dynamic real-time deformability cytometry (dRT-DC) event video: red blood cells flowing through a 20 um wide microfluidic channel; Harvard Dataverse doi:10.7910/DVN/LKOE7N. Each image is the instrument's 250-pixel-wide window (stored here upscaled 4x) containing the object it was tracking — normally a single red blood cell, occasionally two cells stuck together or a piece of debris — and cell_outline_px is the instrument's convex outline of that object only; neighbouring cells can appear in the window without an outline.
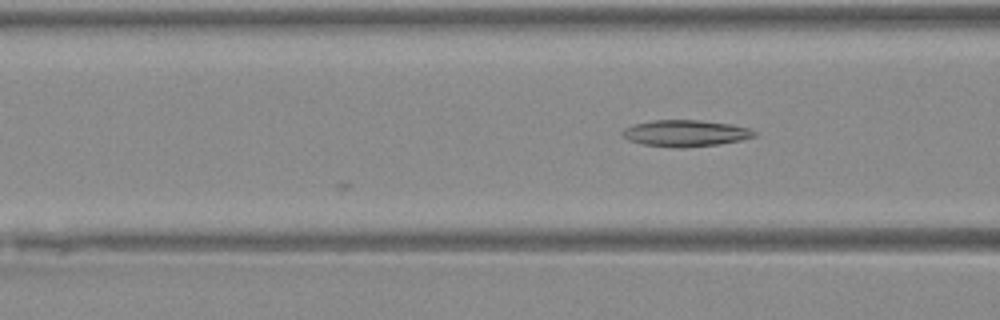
{"species": "Egyptian fruit bat (a non-hibernating species)", "species_latin": "Rousettus aegyptiacus", "temperature_condition": "warm", "stored_images_in_passage": 11, "camera_frame_rate_fps": 3000, "um_per_image_px": 0.085, "animal": {"sex": "female"}, "frame": {"image": 1, "passage_image": 11, "time_ms": 3.333, "image_size_px": [1000, 320], "cell_outline_px": [[756, 136], [740, 140], [720, 144], [680, 148], [676, 148], [640, 144], [628, 140], [620, 132], [624, 128], [636, 124], [656, 120], [700, 120], [732, 124], [748, 128], [756, 132]], "centroid_in_image_um": [58.26, 11.33], "position_along_channel_um": 108.3, "area_um2": 20.35}}